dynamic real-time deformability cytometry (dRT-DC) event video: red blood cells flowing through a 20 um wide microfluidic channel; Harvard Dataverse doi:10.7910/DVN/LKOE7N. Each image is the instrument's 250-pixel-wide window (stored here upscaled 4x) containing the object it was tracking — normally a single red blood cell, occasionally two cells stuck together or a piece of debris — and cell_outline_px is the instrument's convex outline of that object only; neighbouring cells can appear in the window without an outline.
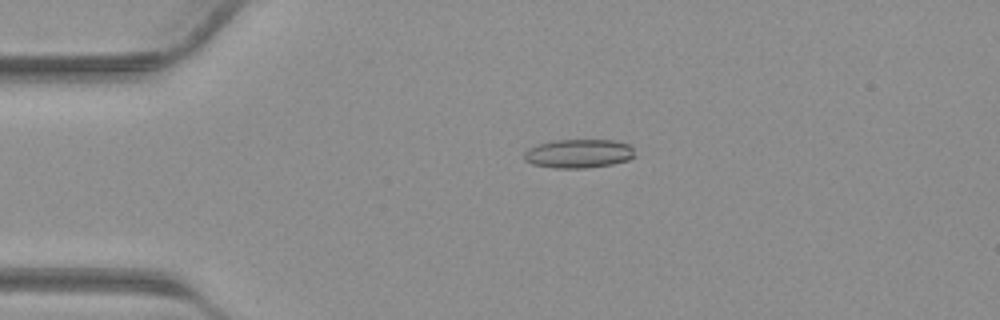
{"species": "common noctule bat (a hibernating species)", "species_latin": "Nyctalus noctula", "temperature_condition": "warm", "stored_images_in_passage": 40, "camera_frame_rate_fps": 3000, "um_per_image_px": 0.085, "animal": {"sex": "male", "body_mass_g": 23.1, "forearm_length_mm": 52.7}, "frame": {"image": 1, "passage_image": 9, "time_ms": 2.667, "image_size_px": [1000, 320], "cell_outline_px": [[636, 156], [628, 160], [612, 164], [584, 168], [552, 168], [532, 164], [524, 160], [524, 152], [528, 148], [552, 140], [616, 140], [628, 144], [632, 148]], "centroid_in_image_um": [49.18, 13.05], "position_along_channel_um": 35.8, "area_um2": 18.67}}
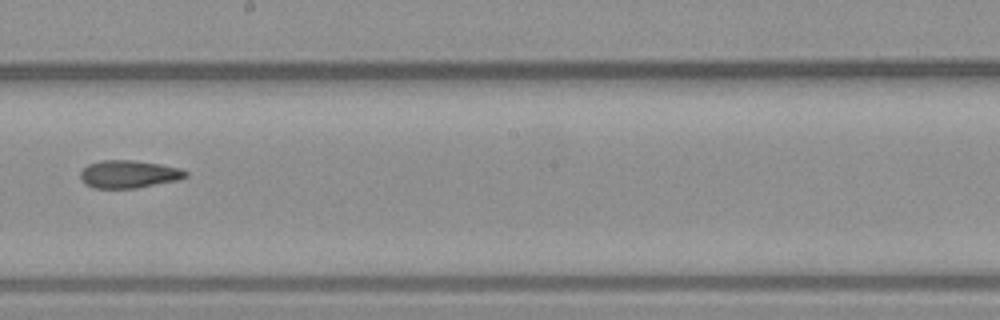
{"frame": {"image": 2, "passage_image": 23, "time_ms": 7.333, "image_size_px": [1000, 320], "cell_outline_px": [[188, 176], [180, 180], [136, 188], [92, 188], [84, 184], [80, 180], [80, 172], [88, 164], [100, 160], [132, 160], [160, 164], [180, 168], [188, 172]], "centroid_in_image_um": [10.94, 14.81], "position_along_channel_um": 237.3, "area_um2": 17.22}}
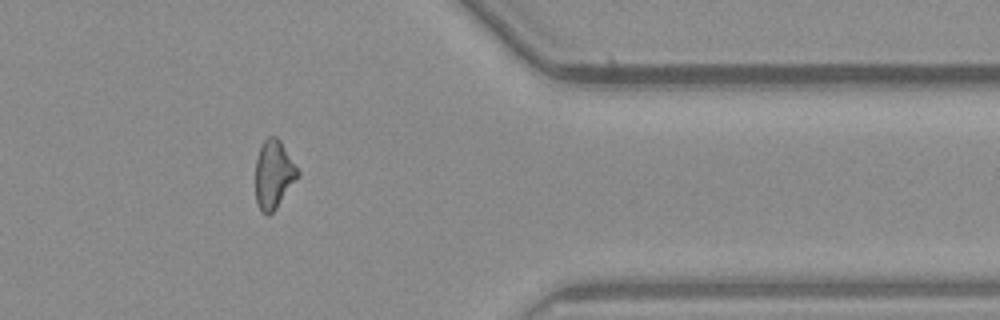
{"frame": {"image": 3, "passage_image": 33, "time_ms": 10.667, "image_size_px": [1000, 320], "cell_outline_px": [[300, 176], [276, 208], [268, 216], [256, 204], [256, 160], [260, 148], [264, 140], [268, 136], [276, 136], [280, 140], [300, 172]], "centroid_in_image_um": [23.28, 14.82], "position_along_channel_um": 388.1, "area_um2": 16.76}}